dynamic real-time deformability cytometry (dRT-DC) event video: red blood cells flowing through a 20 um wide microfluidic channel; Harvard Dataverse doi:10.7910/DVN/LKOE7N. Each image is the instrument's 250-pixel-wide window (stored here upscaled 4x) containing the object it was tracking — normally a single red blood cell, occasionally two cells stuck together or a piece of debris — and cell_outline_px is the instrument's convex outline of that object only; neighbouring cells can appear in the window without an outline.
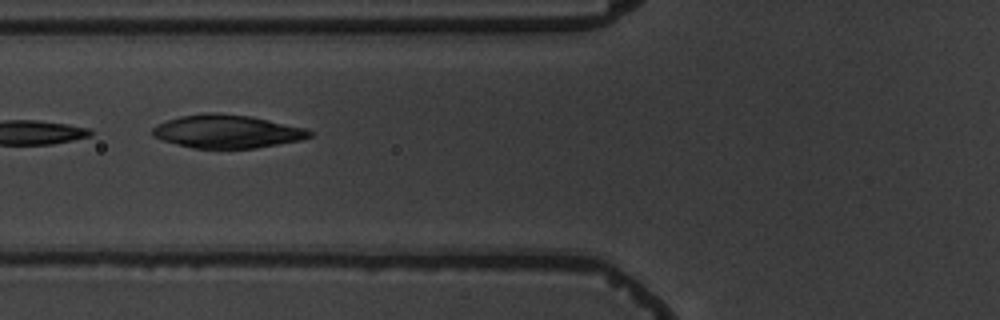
{"species": "common noctule bat (a hibernating species)", "species_latin": "Nyctalus noctula", "temperature_condition": "warm", "stored_images_in_passage": 8, "camera_frame_rate_fps": 3000, "um_per_image_px": 0.085, "animal": {"sex": "male", "body_mass_g": 19.5, "forearm_length_mm": 54.6}, "frame": {"image": 1, "passage_image": 6, "time_ms": 6.667, "image_size_px": [1000, 320], "cell_outline_px": [[312, 136], [300, 140], [256, 148], [192, 148], [160, 140], [152, 136], [152, 128], [168, 120], [180, 116], [208, 112], [216, 112], [248, 116], [268, 120], [304, 128], [312, 132]], "centroid_in_image_um": [19.26, 11.18], "position_along_channel_um": 106.5, "area_um2": 30.17}}
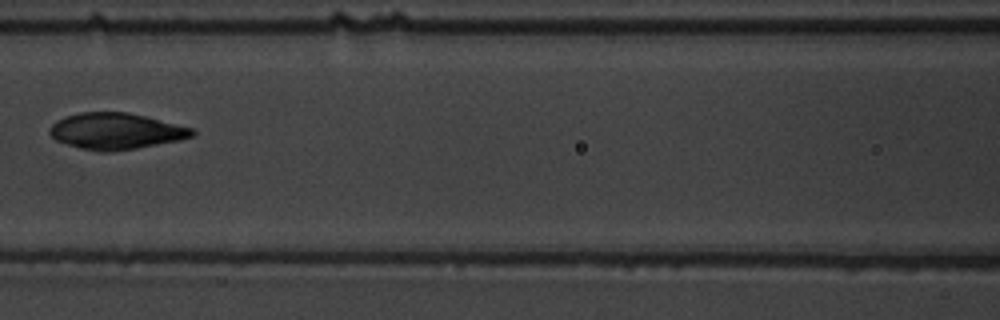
{"frame": {"image": 2, "passage_image": 7, "time_ms": 8.0, "image_size_px": [1000, 320], "cell_outline_px": [[196, 132], [192, 136], [180, 140], [136, 148], [108, 152], [100, 152], [80, 148], [56, 140], [48, 132], [48, 128], [56, 120], [64, 116], [80, 112], [128, 112], [192, 128]], "centroid_in_image_um": [9.8, 11.14], "position_along_channel_um": 156.8, "area_um2": 30.0}}
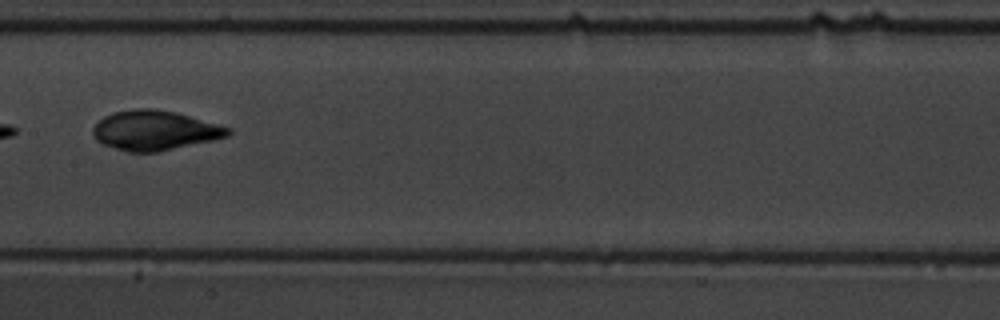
{"frame": {"image": 3, "passage_image": 8, "time_ms": 9.0, "image_size_px": [1000, 320], "cell_outline_px": [[232, 132], [228, 136], [212, 140], [156, 152], [128, 152], [104, 144], [96, 140], [92, 136], [92, 128], [104, 116], [112, 112], [132, 108], [152, 108], [176, 112], [220, 124], [232, 128]], "centroid_in_image_um": [13.15, 11.07], "position_along_channel_um": 194.2, "area_um2": 31.33}}